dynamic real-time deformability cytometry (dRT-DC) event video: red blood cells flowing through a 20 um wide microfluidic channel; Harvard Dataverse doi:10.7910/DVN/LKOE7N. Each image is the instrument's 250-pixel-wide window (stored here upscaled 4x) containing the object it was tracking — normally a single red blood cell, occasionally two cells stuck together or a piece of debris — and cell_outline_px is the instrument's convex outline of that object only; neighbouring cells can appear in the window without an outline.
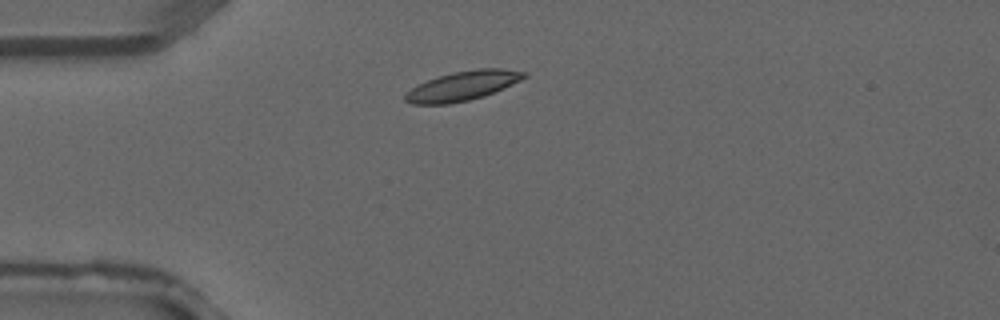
{"species": "common noctule bat (a hibernating species)", "species_latin": "Nyctalus noctula", "temperature_condition": "warm", "stored_images_in_passage": 2, "camera_frame_rate_fps": 3000, "um_per_image_px": 0.085, "animal": {"sex": "male", "forearm_length_mm": 52.5}, "frame": {"image": 1, "passage_image": 2, "time_ms": 0.333, "image_size_px": [1000, 320], "cell_outline_px": [[528, 76], [504, 88], [484, 96], [468, 100], [448, 104], [412, 104], [404, 100], [404, 96], [412, 88], [428, 80], [452, 72], [476, 68], [504, 68], [528, 72]], "centroid_in_image_um": [39.38, 7.28], "position_along_channel_um": 45.6, "area_um2": 20.29}}